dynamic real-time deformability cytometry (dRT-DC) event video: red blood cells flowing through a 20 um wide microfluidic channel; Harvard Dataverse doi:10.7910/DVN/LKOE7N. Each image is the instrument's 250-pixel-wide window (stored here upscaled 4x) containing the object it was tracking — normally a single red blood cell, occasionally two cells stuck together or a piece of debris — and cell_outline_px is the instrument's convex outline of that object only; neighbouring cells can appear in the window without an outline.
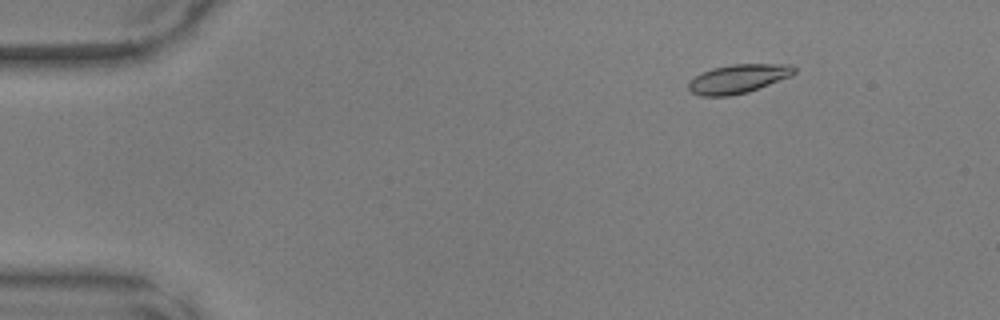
{"species": "common noctule bat (a hibernating species)", "species_latin": "Nyctalus noctula", "temperature_condition": "warm", "stored_images_in_passage": 50, "camera_frame_rate_fps": 3000, "um_per_image_px": 0.085, "animal": {"sex": "male", "body_mass_g": 17.9, "forearm_length_mm": 54.2}, "frame": {"image": 1, "passage_image": 7, "time_ms": 2.0, "image_size_px": [1000, 320], "cell_outline_px": [[796, 72], [792, 76], [748, 92], [728, 96], [700, 96], [692, 92], [688, 88], [688, 80], [712, 68], [732, 64], [792, 64], [796, 68]], "centroid_in_image_um": [62.77, 6.69], "position_along_channel_um": 22.2, "area_um2": 17.86}}
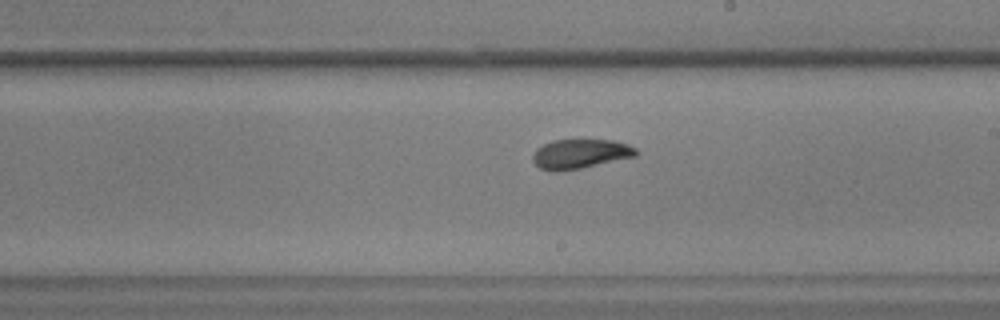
{"frame": {"image": 2, "passage_image": 29, "time_ms": 9.333, "image_size_px": [1000, 320], "cell_outline_px": [[636, 156], [580, 168], [556, 172], [552, 172], [540, 168], [532, 160], [532, 156], [536, 148], [552, 140], [612, 140], [628, 144], [636, 148]], "centroid_in_image_um": [49.28, 13.08], "position_along_channel_um": 239.7, "area_um2": 17.63}}
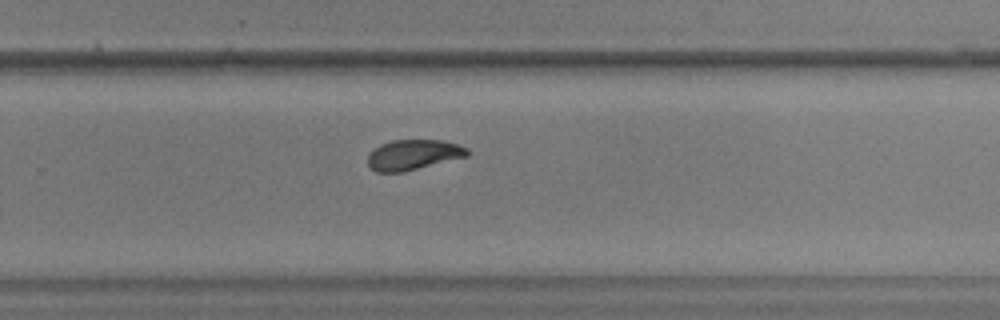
{"frame": {"image": 3, "passage_image": 33, "time_ms": 10.667, "image_size_px": [1000, 320], "cell_outline_px": [[468, 156], [400, 172], [376, 172], [368, 164], [368, 156], [380, 144], [392, 140], [440, 140], [456, 144], [468, 148]], "centroid_in_image_um": [35.12, 13.14], "position_along_channel_um": 294.7, "area_um2": 17.17}}